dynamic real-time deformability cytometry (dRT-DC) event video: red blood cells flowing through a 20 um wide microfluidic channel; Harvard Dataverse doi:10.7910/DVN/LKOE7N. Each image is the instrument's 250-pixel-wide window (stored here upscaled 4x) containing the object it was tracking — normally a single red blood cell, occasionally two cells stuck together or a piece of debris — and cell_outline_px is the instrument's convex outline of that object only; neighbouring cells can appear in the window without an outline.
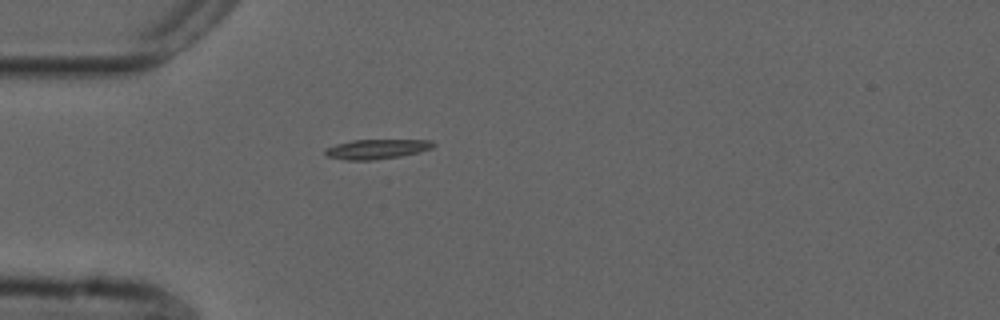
{"species": "common noctule bat (a hibernating species)", "species_latin": "Nyctalus noctula", "temperature_condition": "cold", "stored_images_in_passage": 1, "camera_frame_rate_fps": 3000, "um_per_image_px": 0.085, "animal": {"sex": "male", "forearm_length_mm": 52.5}, "frame": {"image": 1, "passage_image": 1, "time_ms": 0.0, "image_size_px": [1000, 320], "cell_outline_px": [[436, 144], [432, 148], [420, 152], [400, 156], [372, 160], [348, 160], [324, 156], [324, 152], [328, 148], [336, 144], [352, 140], [432, 140]], "centroid_in_image_um": [32.04, 12.67], "position_along_channel_um": 53.0, "area_um2": 12.37}}